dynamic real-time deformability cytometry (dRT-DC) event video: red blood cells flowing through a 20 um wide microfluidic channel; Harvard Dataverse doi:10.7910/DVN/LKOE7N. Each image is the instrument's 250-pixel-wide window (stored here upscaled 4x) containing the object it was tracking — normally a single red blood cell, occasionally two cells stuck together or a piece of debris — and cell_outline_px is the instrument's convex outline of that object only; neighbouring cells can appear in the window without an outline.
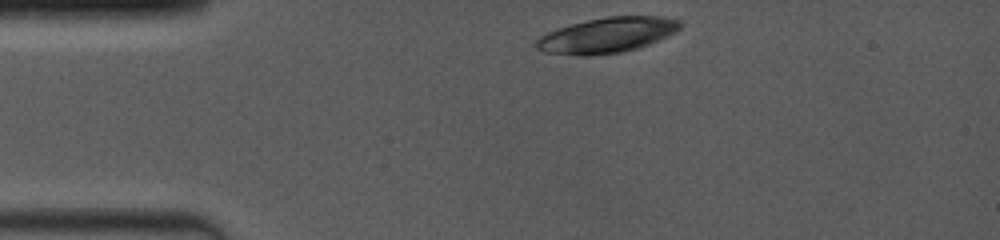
{"species": "common noctule bat (a hibernating species)", "species_latin": "Nyctalus noctula", "temperature_condition": "room temperature", "stored_images_in_passage": 5, "camera_frame_rate_fps": 4000, "um_per_image_px": 0.085, "animal": {"sex": "female", "body_mass_g": 19.0, "forearm_length_mm": 53.3}, "frame": {"image": 1, "passage_image": 1, "time_ms": 0.0, "image_size_px": [1000, 240], "cell_outline_px": [[684, 24], [676, 32], [668, 36], [648, 44], [624, 52], [588, 56], [580, 56], [544, 52], [536, 48], [536, 40], [540, 36], [556, 28], [588, 20], [608, 16], [660, 16], [680, 20]], "centroid_in_image_um": [51.61, 2.99], "position_along_channel_um": 33.4, "area_um2": 29.71}}